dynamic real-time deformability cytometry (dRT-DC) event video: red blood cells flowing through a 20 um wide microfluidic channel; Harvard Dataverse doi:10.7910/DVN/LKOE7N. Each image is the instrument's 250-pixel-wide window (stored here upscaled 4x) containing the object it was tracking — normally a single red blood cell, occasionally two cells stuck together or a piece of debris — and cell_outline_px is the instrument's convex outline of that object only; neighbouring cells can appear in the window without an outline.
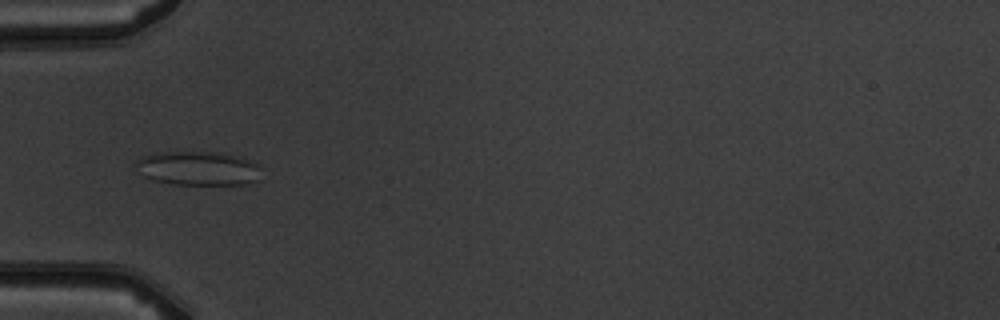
{"species": "common noctule bat (a hibernating species)", "species_latin": "Nyctalus noctula", "temperature_condition": "warm", "stored_images_in_passage": 4, "camera_frame_rate_fps": 3000, "um_per_image_px": 0.085, "animal": {"sex": "male", "body_mass_g": 19.5, "forearm_length_mm": 54.6}, "frame": {"image": 1, "passage_image": 4, "time_ms": 4.333, "image_size_px": [1000, 320], "cell_outline_px": [[264, 180], [244, 184], [172, 184], [152, 180], [144, 176], [132, 164], [136, 160], [144, 156], [160, 152], [224, 152], [260, 164]], "centroid_in_image_um": [16.9, 14.31], "position_along_channel_um": 68.1, "area_um2": 25.37}}